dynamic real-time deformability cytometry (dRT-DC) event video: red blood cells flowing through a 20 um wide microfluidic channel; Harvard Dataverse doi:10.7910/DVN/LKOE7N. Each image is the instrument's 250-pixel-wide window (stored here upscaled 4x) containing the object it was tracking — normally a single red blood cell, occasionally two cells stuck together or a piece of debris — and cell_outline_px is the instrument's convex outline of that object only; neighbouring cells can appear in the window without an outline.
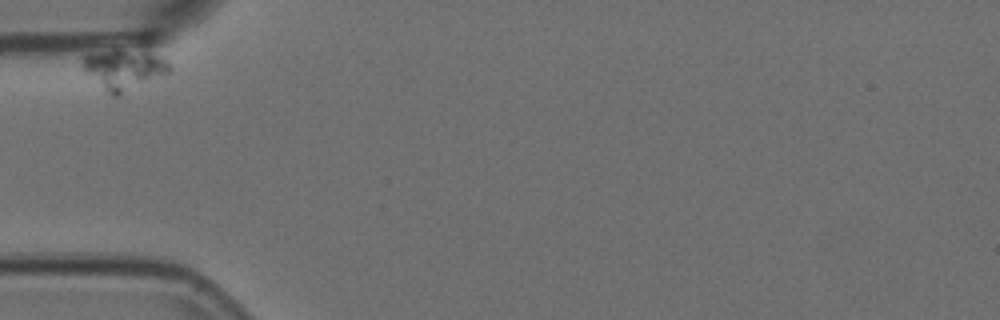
{"species": "Egyptian fruit bat (a non-hibernating species)", "species_latin": "Rousettus aegyptiacus", "temperature_condition": "room temperature", "stored_images_in_passage": 39, "camera_frame_rate_fps": 3000, "um_per_image_px": 0.085, "animal": {"sex": "female"}, "frame": {"image": 1, "passage_image": 1, "time_ms": 0.0, "image_size_px": [1000, 320], "cell_outline_px": [[172, 68], [168, 72], [120, 96], [112, 96], [84, 68], [84, 56], [88, 52], [144, 40], [148, 40]], "centroid_in_image_um": [10.68, 5.65], "position_along_channel_um": 74.3, "area_um2": 22.6}}
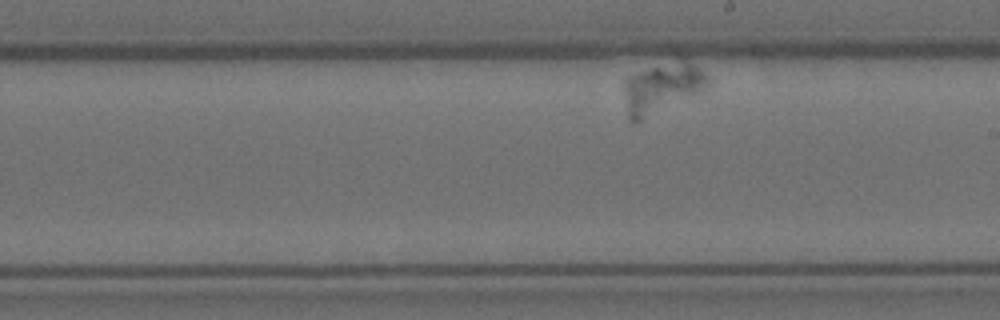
{"frame": {"image": 2, "passage_image": 23, "time_ms": 7.333, "image_size_px": [1000, 320], "cell_outline_px": [[704, 88], [700, 92], [640, 120], [628, 120], [620, 84], [620, 80], [628, 72], [684, 60], [700, 68], [704, 72]], "centroid_in_image_um": [56.07, 7.46], "position_along_channel_um": 232.9, "area_um2": 24.33}}
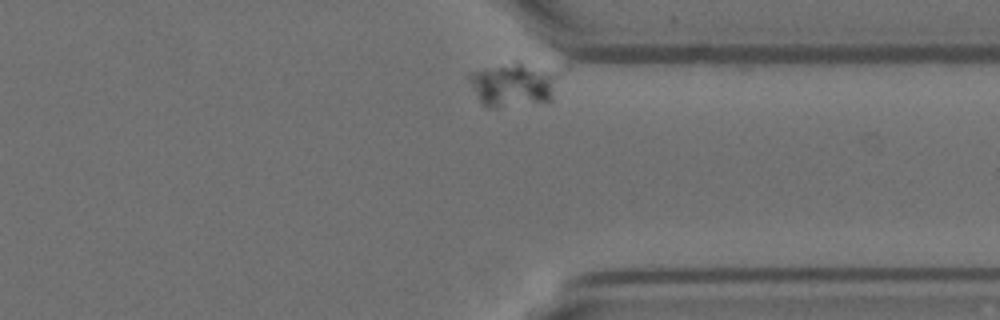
{"frame": {"image": 3, "passage_image": 38, "time_ms": 12.333, "image_size_px": [1000, 320], "cell_outline_px": [[572, 64], [548, 100], [496, 108], [488, 108], [480, 100], [468, 80], [468, 76], [472, 72], [484, 68], [516, 60], [572, 60]], "centroid_in_image_um": [44.05, 6.96], "position_along_channel_um": 367.4, "area_um2": 26.07}}